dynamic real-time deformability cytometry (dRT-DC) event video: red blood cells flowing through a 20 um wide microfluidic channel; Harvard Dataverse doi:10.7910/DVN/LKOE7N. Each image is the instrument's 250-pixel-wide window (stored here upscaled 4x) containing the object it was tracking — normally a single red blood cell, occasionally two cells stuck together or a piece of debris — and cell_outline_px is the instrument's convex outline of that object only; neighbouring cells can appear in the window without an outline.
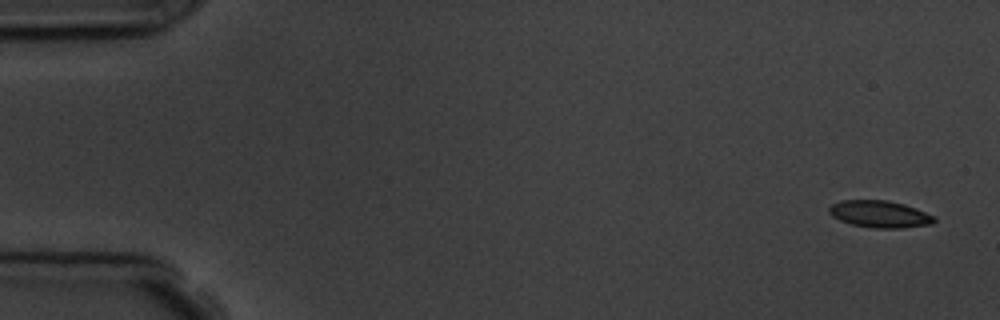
{"species": "common noctule bat (a hibernating species)", "species_latin": "Nyctalus noctula", "temperature_condition": "room temperature", "stored_images_in_passage": 4, "camera_frame_rate_fps": 3000, "um_per_image_px": 0.085, "animal": {"sex": "male", "body_mass_g": 19.5, "forearm_length_mm": 54.6}, "frame": {"image": 1, "passage_image": 1, "time_ms": 0.0, "image_size_px": [1000, 320], "cell_outline_px": [[936, 220], [932, 224], [904, 228], [872, 228], [852, 224], [840, 220], [832, 216], [828, 212], [828, 208], [832, 204], [840, 200], [888, 200], [904, 204], [916, 208], [936, 216]], "centroid_in_image_um": [74.8, 18.2], "position_along_channel_um": 10.2, "area_um2": 16.7}}
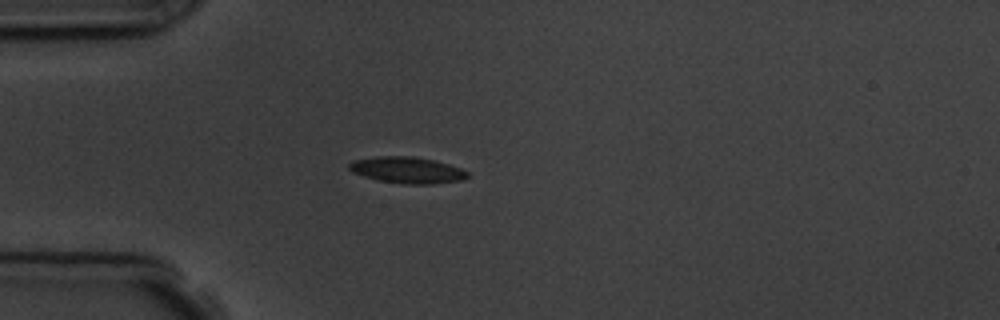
{"frame": {"image": 2, "passage_image": 4, "time_ms": 4.333, "image_size_px": [1000, 320], "cell_outline_px": [[468, 176], [464, 180], [432, 184], [404, 184], [376, 180], [352, 172], [348, 168], [348, 164], [352, 160], [376, 156], [412, 156], [432, 160], [448, 164], [460, 168], [468, 172]], "centroid_in_image_um": [34.58, 14.46], "position_along_channel_um": 50.4, "area_um2": 18.26}}